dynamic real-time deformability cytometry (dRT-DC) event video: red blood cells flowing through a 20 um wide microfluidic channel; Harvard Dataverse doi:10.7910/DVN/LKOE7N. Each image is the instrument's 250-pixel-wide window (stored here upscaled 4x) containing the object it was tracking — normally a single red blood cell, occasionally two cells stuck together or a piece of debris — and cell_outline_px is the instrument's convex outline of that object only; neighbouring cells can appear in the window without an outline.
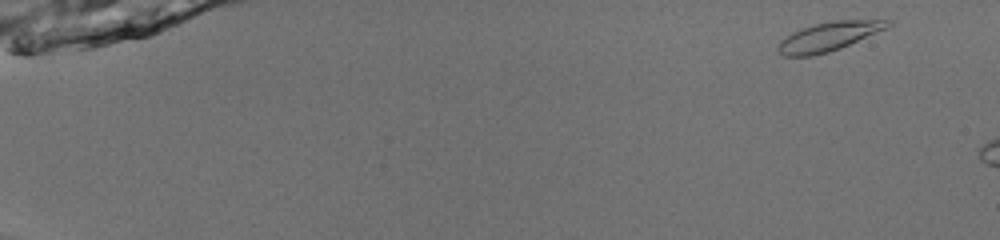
{"species": "common noctule bat (a hibernating species)", "species_latin": "Nyctalus noctula", "temperature_condition": "room temperature", "stored_images_in_passage": 7, "camera_frame_rate_fps": 3000, "um_per_image_px": 0.085, "animal": {"sex": "male", "body_mass_g": 13.0, "forearm_length_mm": 53.1}, "frame": {"image": 1, "passage_image": 2, "time_ms": 0.333, "image_size_px": [1000, 240], "cell_outline_px": [[892, 24], [888, 28], [840, 48], [828, 52], [812, 56], [784, 56], [776, 52], [776, 48], [780, 40], [792, 32], [812, 24], [832, 20], [892, 20]], "centroid_in_image_um": [70.41, 3.1], "position_along_channel_um": 14.6, "area_um2": 18.67}}